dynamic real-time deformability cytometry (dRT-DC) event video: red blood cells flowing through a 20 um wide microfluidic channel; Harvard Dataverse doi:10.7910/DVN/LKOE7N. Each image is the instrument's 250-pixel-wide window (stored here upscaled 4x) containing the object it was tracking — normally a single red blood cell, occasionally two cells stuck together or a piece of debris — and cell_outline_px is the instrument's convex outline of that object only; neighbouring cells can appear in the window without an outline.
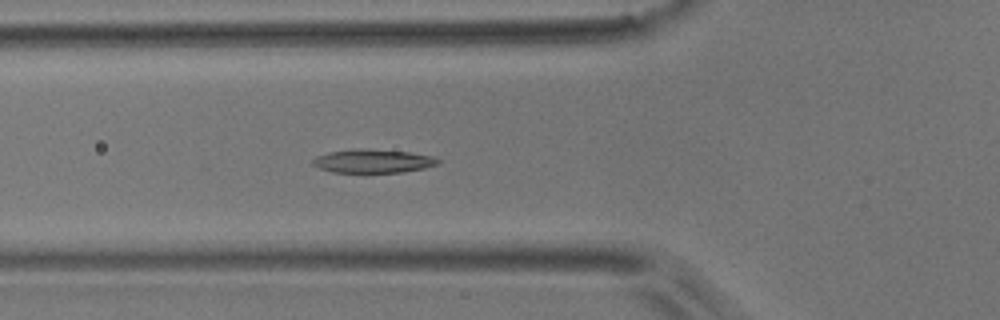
{"species": "common noctule bat (a hibernating species)", "species_latin": "Nyctalus noctula", "temperature_condition": "room temperature", "stored_images_in_passage": 4, "camera_frame_rate_fps": 3000, "um_per_image_px": 0.085, "animal": {"sex": "male", "body_mass_g": 17.9}, "frame": {"image": 1, "passage_image": 4, "time_ms": 3.333, "image_size_px": [1000, 320], "cell_outline_px": [[440, 164], [424, 168], [404, 172], [332, 172], [320, 168], [312, 164], [312, 160], [316, 156], [328, 152], [352, 148], [360, 148], [408, 152], [432, 156], [440, 160]], "centroid_in_image_um": [31.69, 13.68], "position_along_channel_um": 94.1, "area_um2": 17.22}}